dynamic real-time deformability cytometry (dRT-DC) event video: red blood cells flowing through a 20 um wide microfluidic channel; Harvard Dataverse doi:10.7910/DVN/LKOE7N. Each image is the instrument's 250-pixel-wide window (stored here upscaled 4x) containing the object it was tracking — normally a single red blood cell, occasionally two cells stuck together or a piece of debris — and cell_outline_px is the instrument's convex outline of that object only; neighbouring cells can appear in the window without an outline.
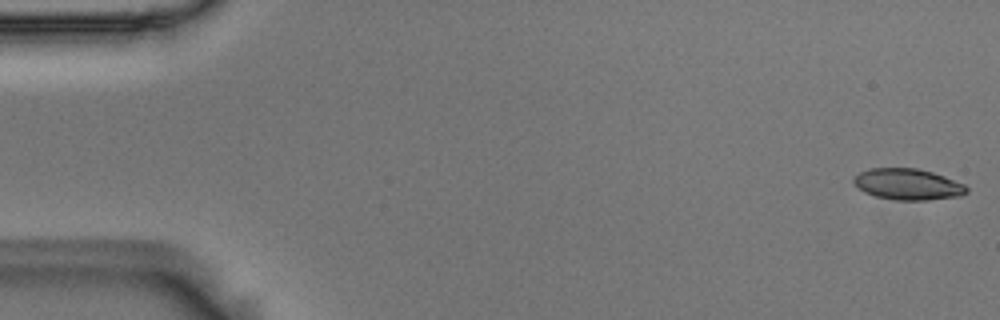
{"species": "Egyptian fruit bat (a non-hibernating species)", "species_latin": "Rousettus aegyptiacus", "temperature_condition": "room temperature", "stored_images_in_passage": 5, "camera_frame_rate_fps": 3000, "um_per_image_px": 0.085, "animal": {"sex": "male"}, "frame": {"image": 1, "passage_image": 1, "time_ms": 0.0, "image_size_px": [1000, 320], "cell_outline_px": [[968, 192], [960, 196], [928, 200], [896, 200], [876, 196], [864, 192], [852, 180], [860, 172], [868, 168], [916, 168], [932, 172], [944, 176], [964, 184], [968, 188]], "centroid_in_image_um": [77.19, 15.66], "position_along_channel_um": 7.8, "area_um2": 20.4}}
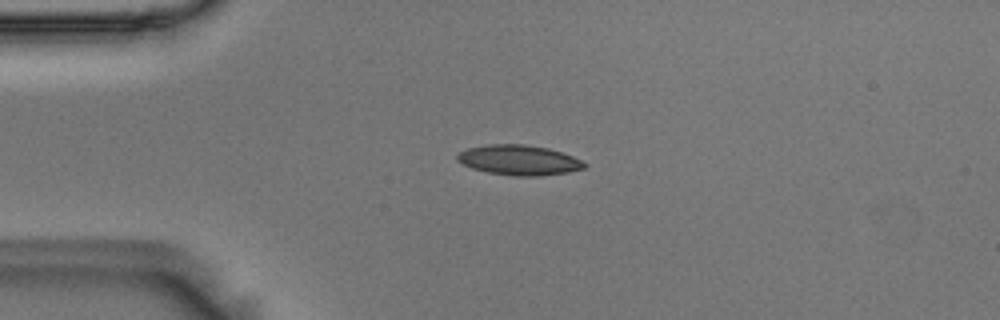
{"frame": {"image": 2, "passage_image": 4, "time_ms": 1.0, "image_size_px": [1000, 320], "cell_outline_px": [[588, 164], [584, 168], [568, 172], [540, 176], [516, 176], [488, 172], [472, 168], [456, 160], [456, 156], [460, 152], [468, 148], [488, 144], [524, 144], [548, 148], [572, 156]], "centroid_in_image_um": [44.11, 13.6], "position_along_channel_um": 40.9, "area_um2": 22.14}}